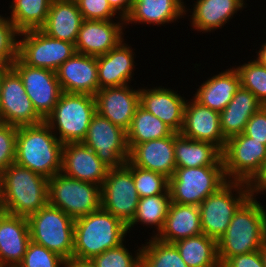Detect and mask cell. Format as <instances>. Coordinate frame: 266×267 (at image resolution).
<instances>
[{
	"label": "cell",
	"mask_w": 266,
	"mask_h": 267,
	"mask_svg": "<svg viewBox=\"0 0 266 267\" xmlns=\"http://www.w3.org/2000/svg\"><path fill=\"white\" fill-rule=\"evenodd\" d=\"M118 21L84 20L75 43L76 52L96 57L108 53L125 40V19Z\"/></svg>",
	"instance_id": "2e32d148"
},
{
	"label": "cell",
	"mask_w": 266,
	"mask_h": 267,
	"mask_svg": "<svg viewBox=\"0 0 266 267\" xmlns=\"http://www.w3.org/2000/svg\"><path fill=\"white\" fill-rule=\"evenodd\" d=\"M250 196L256 199V194L266 192V161L261 170L248 183ZM262 191V192H261Z\"/></svg>",
	"instance_id": "bcb514c9"
},
{
	"label": "cell",
	"mask_w": 266,
	"mask_h": 267,
	"mask_svg": "<svg viewBox=\"0 0 266 267\" xmlns=\"http://www.w3.org/2000/svg\"><path fill=\"white\" fill-rule=\"evenodd\" d=\"M27 220L32 242L73 261L75 219L48 203Z\"/></svg>",
	"instance_id": "52a82bcc"
},
{
	"label": "cell",
	"mask_w": 266,
	"mask_h": 267,
	"mask_svg": "<svg viewBox=\"0 0 266 267\" xmlns=\"http://www.w3.org/2000/svg\"><path fill=\"white\" fill-rule=\"evenodd\" d=\"M5 125V122L3 120V117L1 116V113H0V128L3 127Z\"/></svg>",
	"instance_id": "f5cc1de1"
},
{
	"label": "cell",
	"mask_w": 266,
	"mask_h": 267,
	"mask_svg": "<svg viewBox=\"0 0 266 267\" xmlns=\"http://www.w3.org/2000/svg\"><path fill=\"white\" fill-rule=\"evenodd\" d=\"M51 2L52 0H13L8 19L19 33L41 29L47 21Z\"/></svg>",
	"instance_id": "e575fe53"
},
{
	"label": "cell",
	"mask_w": 266,
	"mask_h": 267,
	"mask_svg": "<svg viewBox=\"0 0 266 267\" xmlns=\"http://www.w3.org/2000/svg\"><path fill=\"white\" fill-rule=\"evenodd\" d=\"M245 4V0H197L193 9H189L190 13L193 10L189 15L192 29L204 33L220 29L237 11L246 8Z\"/></svg>",
	"instance_id": "484cf974"
},
{
	"label": "cell",
	"mask_w": 266,
	"mask_h": 267,
	"mask_svg": "<svg viewBox=\"0 0 266 267\" xmlns=\"http://www.w3.org/2000/svg\"><path fill=\"white\" fill-rule=\"evenodd\" d=\"M221 267H264L260 251L228 258Z\"/></svg>",
	"instance_id": "f6af8a7d"
},
{
	"label": "cell",
	"mask_w": 266,
	"mask_h": 267,
	"mask_svg": "<svg viewBox=\"0 0 266 267\" xmlns=\"http://www.w3.org/2000/svg\"><path fill=\"white\" fill-rule=\"evenodd\" d=\"M243 134L266 145V106L252 115Z\"/></svg>",
	"instance_id": "ee69618b"
},
{
	"label": "cell",
	"mask_w": 266,
	"mask_h": 267,
	"mask_svg": "<svg viewBox=\"0 0 266 267\" xmlns=\"http://www.w3.org/2000/svg\"><path fill=\"white\" fill-rule=\"evenodd\" d=\"M127 225L100 208L75 219L73 261L88 262L125 240Z\"/></svg>",
	"instance_id": "6da1fadb"
},
{
	"label": "cell",
	"mask_w": 266,
	"mask_h": 267,
	"mask_svg": "<svg viewBox=\"0 0 266 267\" xmlns=\"http://www.w3.org/2000/svg\"><path fill=\"white\" fill-rule=\"evenodd\" d=\"M174 244L188 267H221L217 241L203 233Z\"/></svg>",
	"instance_id": "1f68e13d"
},
{
	"label": "cell",
	"mask_w": 266,
	"mask_h": 267,
	"mask_svg": "<svg viewBox=\"0 0 266 267\" xmlns=\"http://www.w3.org/2000/svg\"><path fill=\"white\" fill-rule=\"evenodd\" d=\"M48 203L76 219L101 208V186L60 172L48 180Z\"/></svg>",
	"instance_id": "ba28073f"
},
{
	"label": "cell",
	"mask_w": 266,
	"mask_h": 267,
	"mask_svg": "<svg viewBox=\"0 0 266 267\" xmlns=\"http://www.w3.org/2000/svg\"><path fill=\"white\" fill-rule=\"evenodd\" d=\"M18 127L5 124L0 128V172L15 163Z\"/></svg>",
	"instance_id": "b9f144b4"
},
{
	"label": "cell",
	"mask_w": 266,
	"mask_h": 267,
	"mask_svg": "<svg viewBox=\"0 0 266 267\" xmlns=\"http://www.w3.org/2000/svg\"><path fill=\"white\" fill-rule=\"evenodd\" d=\"M67 267H93L89 262L70 261Z\"/></svg>",
	"instance_id": "681fc988"
},
{
	"label": "cell",
	"mask_w": 266,
	"mask_h": 267,
	"mask_svg": "<svg viewBox=\"0 0 266 267\" xmlns=\"http://www.w3.org/2000/svg\"><path fill=\"white\" fill-rule=\"evenodd\" d=\"M140 197L132 175V164L108 169L101 185V208L121 219L126 225L133 219Z\"/></svg>",
	"instance_id": "8fae6325"
},
{
	"label": "cell",
	"mask_w": 266,
	"mask_h": 267,
	"mask_svg": "<svg viewBox=\"0 0 266 267\" xmlns=\"http://www.w3.org/2000/svg\"><path fill=\"white\" fill-rule=\"evenodd\" d=\"M174 142L175 132L162 139L136 144L129 151L128 161L133 166L171 178L176 169Z\"/></svg>",
	"instance_id": "7402d4cb"
},
{
	"label": "cell",
	"mask_w": 266,
	"mask_h": 267,
	"mask_svg": "<svg viewBox=\"0 0 266 267\" xmlns=\"http://www.w3.org/2000/svg\"><path fill=\"white\" fill-rule=\"evenodd\" d=\"M83 21L75 0H52L41 30L54 39L75 44Z\"/></svg>",
	"instance_id": "d4e9b609"
},
{
	"label": "cell",
	"mask_w": 266,
	"mask_h": 267,
	"mask_svg": "<svg viewBox=\"0 0 266 267\" xmlns=\"http://www.w3.org/2000/svg\"><path fill=\"white\" fill-rule=\"evenodd\" d=\"M150 238L142 244L141 267H188L174 243Z\"/></svg>",
	"instance_id": "d590c367"
},
{
	"label": "cell",
	"mask_w": 266,
	"mask_h": 267,
	"mask_svg": "<svg viewBox=\"0 0 266 267\" xmlns=\"http://www.w3.org/2000/svg\"><path fill=\"white\" fill-rule=\"evenodd\" d=\"M222 161L227 180L249 183L266 161V145L241 133L226 141Z\"/></svg>",
	"instance_id": "7c38bea8"
},
{
	"label": "cell",
	"mask_w": 266,
	"mask_h": 267,
	"mask_svg": "<svg viewBox=\"0 0 266 267\" xmlns=\"http://www.w3.org/2000/svg\"><path fill=\"white\" fill-rule=\"evenodd\" d=\"M67 263L59 254L30 241L23 261L17 267H67Z\"/></svg>",
	"instance_id": "ab89813d"
},
{
	"label": "cell",
	"mask_w": 266,
	"mask_h": 267,
	"mask_svg": "<svg viewBox=\"0 0 266 267\" xmlns=\"http://www.w3.org/2000/svg\"><path fill=\"white\" fill-rule=\"evenodd\" d=\"M108 3L111 6V8L116 13H118V16L115 18L125 19L131 11L133 0H108Z\"/></svg>",
	"instance_id": "7dc6e473"
},
{
	"label": "cell",
	"mask_w": 266,
	"mask_h": 267,
	"mask_svg": "<svg viewBox=\"0 0 266 267\" xmlns=\"http://www.w3.org/2000/svg\"><path fill=\"white\" fill-rule=\"evenodd\" d=\"M202 233L199 206L172 202L163 229L156 238L175 243Z\"/></svg>",
	"instance_id": "f546056e"
},
{
	"label": "cell",
	"mask_w": 266,
	"mask_h": 267,
	"mask_svg": "<svg viewBox=\"0 0 266 267\" xmlns=\"http://www.w3.org/2000/svg\"><path fill=\"white\" fill-rule=\"evenodd\" d=\"M250 197L234 214L225 234L217 241L218 259L260 250L266 242V208Z\"/></svg>",
	"instance_id": "7a4b0ae2"
},
{
	"label": "cell",
	"mask_w": 266,
	"mask_h": 267,
	"mask_svg": "<svg viewBox=\"0 0 266 267\" xmlns=\"http://www.w3.org/2000/svg\"><path fill=\"white\" fill-rule=\"evenodd\" d=\"M262 106L250 90L240 87L230 103L220 112V128L224 138L228 140L243 133L249 119Z\"/></svg>",
	"instance_id": "f1b7e54d"
},
{
	"label": "cell",
	"mask_w": 266,
	"mask_h": 267,
	"mask_svg": "<svg viewBox=\"0 0 266 267\" xmlns=\"http://www.w3.org/2000/svg\"><path fill=\"white\" fill-rule=\"evenodd\" d=\"M18 34L8 17L0 15V64L11 66L17 58Z\"/></svg>",
	"instance_id": "60d3db41"
},
{
	"label": "cell",
	"mask_w": 266,
	"mask_h": 267,
	"mask_svg": "<svg viewBox=\"0 0 266 267\" xmlns=\"http://www.w3.org/2000/svg\"><path fill=\"white\" fill-rule=\"evenodd\" d=\"M142 246L135 251V256L124 246V242L119 246L108 249L93 257L88 261L93 267H141ZM131 254V255H130Z\"/></svg>",
	"instance_id": "f35d334b"
},
{
	"label": "cell",
	"mask_w": 266,
	"mask_h": 267,
	"mask_svg": "<svg viewBox=\"0 0 266 267\" xmlns=\"http://www.w3.org/2000/svg\"><path fill=\"white\" fill-rule=\"evenodd\" d=\"M241 80L237 70L228 68L203 82L193 98L201 105L219 113L230 103L234 94L240 89Z\"/></svg>",
	"instance_id": "4316f807"
},
{
	"label": "cell",
	"mask_w": 266,
	"mask_h": 267,
	"mask_svg": "<svg viewBox=\"0 0 266 267\" xmlns=\"http://www.w3.org/2000/svg\"><path fill=\"white\" fill-rule=\"evenodd\" d=\"M131 46L122 40L108 53L97 56L99 89L130 84L134 76V54Z\"/></svg>",
	"instance_id": "cb8c5ba5"
},
{
	"label": "cell",
	"mask_w": 266,
	"mask_h": 267,
	"mask_svg": "<svg viewBox=\"0 0 266 267\" xmlns=\"http://www.w3.org/2000/svg\"><path fill=\"white\" fill-rule=\"evenodd\" d=\"M108 169L96 153L82 142L63 144L61 173L64 175L101 186Z\"/></svg>",
	"instance_id": "ac0fdd59"
},
{
	"label": "cell",
	"mask_w": 266,
	"mask_h": 267,
	"mask_svg": "<svg viewBox=\"0 0 266 267\" xmlns=\"http://www.w3.org/2000/svg\"><path fill=\"white\" fill-rule=\"evenodd\" d=\"M18 36L17 57L31 67L56 72L76 53L75 44L54 39L41 29L23 31Z\"/></svg>",
	"instance_id": "30bf717a"
},
{
	"label": "cell",
	"mask_w": 266,
	"mask_h": 267,
	"mask_svg": "<svg viewBox=\"0 0 266 267\" xmlns=\"http://www.w3.org/2000/svg\"><path fill=\"white\" fill-rule=\"evenodd\" d=\"M234 68L239 74L241 87L250 90L266 106V67L253 59Z\"/></svg>",
	"instance_id": "8d00e7d4"
},
{
	"label": "cell",
	"mask_w": 266,
	"mask_h": 267,
	"mask_svg": "<svg viewBox=\"0 0 266 267\" xmlns=\"http://www.w3.org/2000/svg\"><path fill=\"white\" fill-rule=\"evenodd\" d=\"M180 133L192 140L213 143L221 151L227 141L220 128V113L201 105L193 97L191 102L186 101L184 123Z\"/></svg>",
	"instance_id": "ffe728a7"
},
{
	"label": "cell",
	"mask_w": 266,
	"mask_h": 267,
	"mask_svg": "<svg viewBox=\"0 0 266 267\" xmlns=\"http://www.w3.org/2000/svg\"><path fill=\"white\" fill-rule=\"evenodd\" d=\"M132 175L139 197L169 193V178L165 175L132 165Z\"/></svg>",
	"instance_id": "74e56055"
},
{
	"label": "cell",
	"mask_w": 266,
	"mask_h": 267,
	"mask_svg": "<svg viewBox=\"0 0 266 267\" xmlns=\"http://www.w3.org/2000/svg\"><path fill=\"white\" fill-rule=\"evenodd\" d=\"M171 203L170 194L141 197L133 219L127 224V231H131L135 224L140 223L147 227L149 225L151 228L154 226L157 233L153 231L152 235L158 236L163 229Z\"/></svg>",
	"instance_id": "836d02e7"
},
{
	"label": "cell",
	"mask_w": 266,
	"mask_h": 267,
	"mask_svg": "<svg viewBox=\"0 0 266 267\" xmlns=\"http://www.w3.org/2000/svg\"><path fill=\"white\" fill-rule=\"evenodd\" d=\"M250 197L248 183L232 180L206 197L199 205L203 234L218 241L225 234L234 214Z\"/></svg>",
	"instance_id": "8992f818"
},
{
	"label": "cell",
	"mask_w": 266,
	"mask_h": 267,
	"mask_svg": "<svg viewBox=\"0 0 266 267\" xmlns=\"http://www.w3.org/2000/svg\"><path fill=\"white\" fill-rule=\"evenodd\" d=\"M31 241L25 217L0 213V266L17 267L24 258Z\"/></svg>",
	"instance_id": "603a6c76"
},
{
	"label": "cell",
	"mask_w": 266,
	"mask_h": 267,
	"mask_svg": "<svg viewBox=\"0 0 266 267\" xmlns=\"http://www.w3.org/2000/svg\"><path fill=\"white\" fill-rule=\"evenodd\" d=\"M0 113L5 124L17 127L44 122V119L34 109L21 77L12 67L3 76Z\"/></svg>",
	"instance_id": "9a60e30c"
},
{
	"label": "cell",
	"mask_w": 266,
	"mask_h": 267,
	"mask_svg": "<svg viewBox=\"0 0 266 267\" xmlns=\"http://www.w3.org/2000/svg\"><path fill=\"white\" fill-rule=\"evenodd\" d=\"M84 20H113L117 13L108 0H75Z\"/></svg>",
	"instance_id": "7bdbcfd3"
},
{
	"label": "cell",
	"mask_w": 266,
	"mask_h": 267,
	"mask_svg": "<svg viewBox=\"0 0 266 267\" xmlns=\"http://www.w3.org/2000/svg\"><path fill=\"white\" fill-rule=\"evenodd\" d=\"M82 143L92 149L109 169L121 167L129 159L126 130L97 112Z\"/></svg>",
	"instance_id": "4fadbf2b"
},
{
	"label": "cell",
	"mask_w": 266,
	"mask_h": 267,
	"mask_svg": "<svg viewBox=\"0 0 266 267\" xmlns=\"http://www.w3.org/2000/svg\"><path fill=\"white\" fill-rule=\"evenodd\" d=\"M48 178L16 163L2 172L1 204L6 213L28 218L48 204Z\"/></svg>",
	"instance_id": "3957f363"
},
{
	"label": "cell",
	"mask_w": 266,
	"mask_h": 267,
	"mask_svg": "<svg viewBox=\"0 0 266 267\" xmlns=\"http://www.w3.org/2000/svg\"><path fill=\"white\" fill-rule=\"evenodd\" d=\"M183 0H133L129 15L125 18V26L132 23L163 25L184 18L186 9Z\"/></svg>",
	"instance_id": "83f0119b"
},
{
	"label": "cell",
	"mask_w": 266,
	"mask_h": 267,
	"mask_svg": "<svg viewBox=\"0 0 266 267\" xmlns=\"http://www.w3.org/2000/svg\"><path fill=\"white\" fill-rule=\"evenodd\" d=\"M227 181L223 166L176 168L168 190L172 202L199 206Z\"/></svg>",
	"instance_id": "9c48e42d"
},
{
	"label": "cell",
	"mask_w": 266,
	"mask_h": 267,
	"mask_svg": "<svg viewBox=\"0 0 266 267\" xmlns=\"http://www.w3.org/2000/svg\"><path fill=\"white\" fill-rule=\"evenodd\" d=\"M95 113L93 95L63 92L44 122L62 144L79 143L85 139Z\"/></svg>",
	"instance_id": "5b68a950"
},
{
	"label": "cell",
	"mask_w": 266,
	"mask_h": 267,
	"mask_svg": "<svg viewBox=\"0 0 266 267\" xmlns=\"http://www.w3.org/2000/svg\"><path fill=\"white\" fill-rule=\"evenodd\" d=\"M11 67L21 77L34 109L45 119L53 111L63 93L56 72L28 66L18 57L13 61Z\"/></svg>",
	"instance_id": "5bb4252c"
},
{
	"label": "cell",
	"mask_w": 266,
	"mask_h": 267,
	"mask_svg": "<svg viewBox=\"0 0 266 267\" xmlns=\"http://www.w3.org/2000/svg\"><path fill=\"white\" fill-rule=\"evenodd\" d=\"M260 255L263 261L264 267H266V242L260 248Z\"/></svg>",
	"instance_id": "816d5d0a"
},
{
	"label": "cell",
	"mask_w": 266,
	"mask_h": 267,
	"mask_svg": "<svg viewBox=\"0 0 266 267\" xmlns=\"http://www.w3.org/2000/svg\"><path fill=\"white\" fill-rule=\"evenodd\" d=\"M152 88L141 87L140 105L162 120L174 132L180 133L184 123L187 99L170 88L162 86Z\"/></svg>",
	"instance_id": "44dd1931"
},
{
	"label": "cell",
	"mask_w": 266,
	"mask_h": 267,
	"mask_svg": "<svg viewBox=\"0 0 266 267\" xmlns=\"http://www.w3.org/2000/svg\"><path fill=\"white\" fill-rule=\"evenodd\" d=\"M62 147L63 144L45 122L19 126L15 163L52 178L61 172Z\"/></svg>",
	"instance_id": "277c9868"
},
{
	"label": "cell",
	"mask_w": 266,
	"mask_h": 267,
	"mask_svg": "<svg viewBox=\"0 0 266 267\" xmlns=\"http://www.w3.org/2000/svg\"><path fill=\"white\" fill-rule=\"evenodd\" d=\"M174 131L162 120L139 105L126 131L129 151L136 145L170 136Z\"/></svg>",
	"instance_id": "d6a6232c"
},
{
	"label": "cell",
	"mask_w": 266,
	"mask_h": 267,
	"mask_svg": "<svg viewBox=\"0 0 266 267\" xmlns=\"http://www.w3.org/2000/svg\"><path fill=\"white\" fill-rule=\"evenodd\" d=\"M1 179H2V173L0 172V189H1Z\"/></svg>",
	"instance_id": "11a10c76"
},
{
	"label": "cell",
	"mask_w": 266,
	"mask_h": 267,
	"mask_svg": "<svg viewBox=\"0 0 266 267\" xmlns=\"http://www.w3.org/2000/svg\"><path fill=\"white\" fill-rule=\"evenodd\" d=\"M94 97L96 112L127 131L140 105V89L134 90L129 84L107 87L99 89Z\"/></svg>",
	"instance_id": "e0dca14e"
},
{
	"label": "cell",
	"mask_w": 266,
	"mask_h": 267,
	"mask_svg": "<svg viewBox=\"0 0 266 267\" xmlns=\"http://www.w3.org/2000/svg\"><path fill=\"white\" fill-rule=\"evenodd\" d=\"M176 168L223 166L222 151L213 143L192 140L175 132Z\"/></svg>",
	"instance_id": "4dcf8cb0"
},
{
	"label": "cell",
	"mask_w": 266,
	"mask_h": 267,
	"mask_svg": "<svg viewBox=\"0 0 266 267\" xmlns=\"http://www.w3.org/2000/svg\"><path fill=\"white\" fill-rule=\"evenodd\" d=\"M10 67H11V66H9V65L0 64V97H1V87H2L3 76H4V73H5Z\"/></svg>",
	"instance_id": "f907efd6"
},
{
	"label": "cell",
	"mask_w": 266,
	"mask_h": 267,
	"mask_svg": "<svg viewBox=\"0 0 266 267\" xmlns=\"http://www.w3.org/2000/svg\"><path fill=\"white\" fill-rule=\"evenodd\" d=\"M63 92L95 96L99 90L97 57L75 53L56 71Z\"/></svg>",
	"instance_id": "d6986e66"
},
{
	"label": "cell",
	"mask_w": 266,
	"mask_h": 267,
	"mask_svg": "<svg viewBox=\"0 0 266 267\" xmlns=\"http://www.w3.org/2000/svg\"><path fill=\"white\" fill-rule=\"evenodd\" d=\"M256 61L260 63L261 65L266 67V42L261 45L260 49L258 50Z\"/></svg>",
	"instance_id": "c3c4849f"
},
{
	"label": "cell",
	"mask_w": 266,
	"mask_h": 267,
	"mask_svg": "<svg viewBox=\"0 0 266 267\" xmlns=\"http://www.w3.org/2000/svg\"><path fill=\"white\" fill-rule=\"evenodd\" d=\"M2 204H1V189H0V213L2 212Z\"/></svg>",
	"instance_id": "db71d44e"
}]
</instances>
